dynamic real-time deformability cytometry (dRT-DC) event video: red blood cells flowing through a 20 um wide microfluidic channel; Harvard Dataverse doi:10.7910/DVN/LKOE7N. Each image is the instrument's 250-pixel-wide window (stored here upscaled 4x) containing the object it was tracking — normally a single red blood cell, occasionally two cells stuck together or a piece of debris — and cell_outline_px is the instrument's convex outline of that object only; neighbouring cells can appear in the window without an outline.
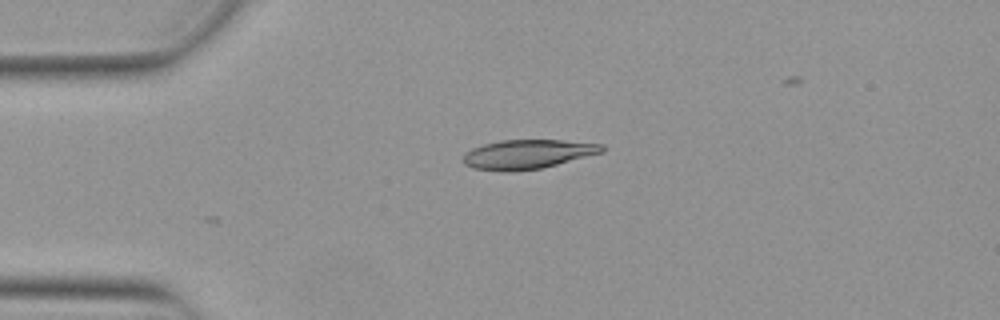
{"species": "Egyptian fruit bat (a non-hibernating species)", "species_latin": "Rousettus aegyptiacus", "temperature_condition": "warm", "stored_images_in_passage": 40, "camera_frame_rate_fps": 3000, "um_per_image_px": 0.085, "animal": {"sex": "female"}, "frame": {"image": 1, "passage_image": 1, "time_ms": 0.0, "image_size_px": [1000, 320], "cell_outline_px": [[604, 152], [540, 168], [512, 172], [500, 172], [472, 168], [464, 164], [464, 152], [472, 148], [484, 144], [500, 140], [564, 140], [604, 144]], "centroid_in_image_um": [44.82, 13.11], "position_along_channel_um": 40.2, "area_um2": 23.76}}
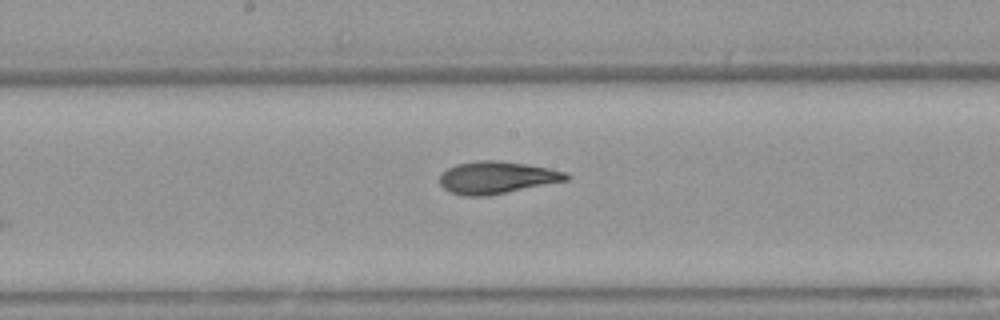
{"frame": {"image": 2, "passage_image": 16, "time_ms": 5.0, "image_size_px": [1000, 320], "cell_outline_px": [[572, 176], [568, 180], [488, 196], [464, 196], [448, 192], [440, 184], [440, 172], [456, 164], [480, 160], [496, 160], [524, 164], [548, 168], [568, 172]], "centroid_in_image_um": [42.21, 15.1], "position_along_channel_um": 206.0, "area_um2": 23.93}}
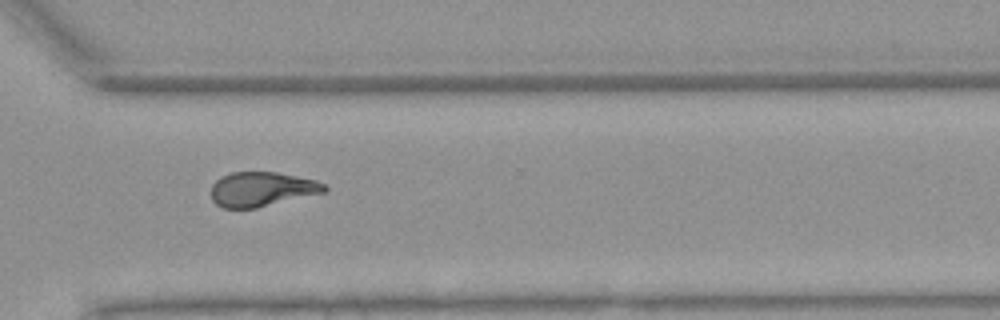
{"frame": {"image": 3, "passage_image": 27, "time_ms": 8.667, "image_size_px": [1000, 320], "cell_outline_px": [[328, 188], [324, 192], [256, 208], [224, 208], [216, 204], [212, 200], [212, 184], [220, 176], [232, 172], [276, 172], [316, 180], [324, 184]], "centroid_in_image_um": [22.23, 16.07], "position_along_channel_um": 348.4, "area_um2": 22.66}, "authors_computed_cell_mechanics": {"area_um2": 23.3223, "velocity_mm_per_s": 3.8862, "shape_relaxation_time_tau1_ms": 8.9779, "shape_relaxation_time_tau2_ms": 2.0824, "deformation_change_tau1": 0.2569, "deformation_change_tau2": 0.0821}}